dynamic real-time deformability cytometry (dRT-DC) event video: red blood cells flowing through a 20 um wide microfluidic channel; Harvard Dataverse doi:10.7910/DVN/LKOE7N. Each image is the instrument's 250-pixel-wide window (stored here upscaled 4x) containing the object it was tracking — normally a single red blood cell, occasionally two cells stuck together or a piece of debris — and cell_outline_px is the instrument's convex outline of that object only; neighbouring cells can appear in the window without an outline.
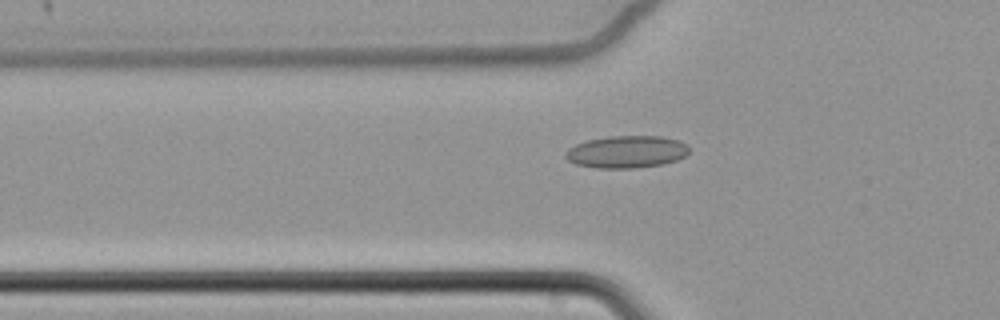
{"species": "common noctule bat (a hibernating species)", "species_latin": "Nyctalus noctula", "temperature_condition": "cold", "stored_images_in_passage": 62, "camera_frame_rate_fps": 3000, "um_per_image_px": 0.085, "animal": {"sex": "female", "body_mass_g": 22.7, "forearm_length_mm": 54.2}, "frame": {"image": 1, "passage_image": 23, "time_ms": 7.333, "image_size_px": [1000, 320], "cell_outline_px": [[688, 152], [684, 156], [676, 160], [664, 164], [636, 168], [596, 168], [576, 164], [568, 160], [564, 156], [564, 152], [568, 148], [576, 144], [588, 140], [608, 136], [660, 136], [680, 140], [688, 144]], "centroid_in_image_um": [53.25, 12.9], "position_along_channel_um": 72.5, "area_um2": 23.41}}
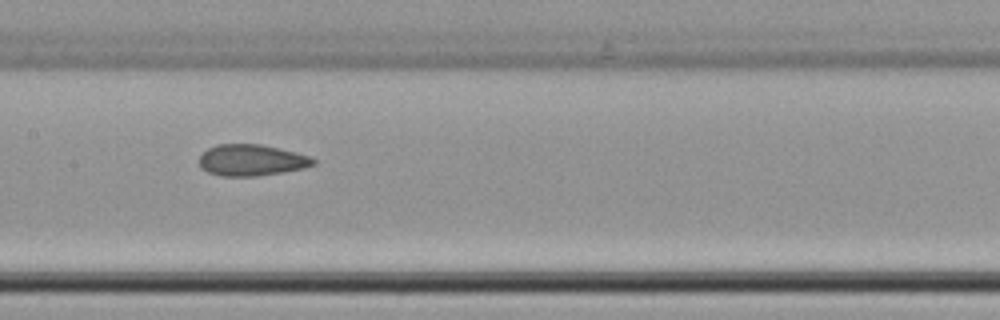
{"frame": {"image": 2, "passage_image": 33, "time_ms": 10.667, "image_size_px": [1000, 320], "cell_outline_px": [[316, 164], [304, 168], [284, 172], [256, 176], [220, 176], [208, 172], [200, 168], [200, 156], [208, 148], [216, 144], [260, 144], [296, 152], [308, 156], [316, 160]], "centroid_in_image_um": [21.38, 13.62], "position_along_channel_um": 186.0, "area_um2": 20.87}}
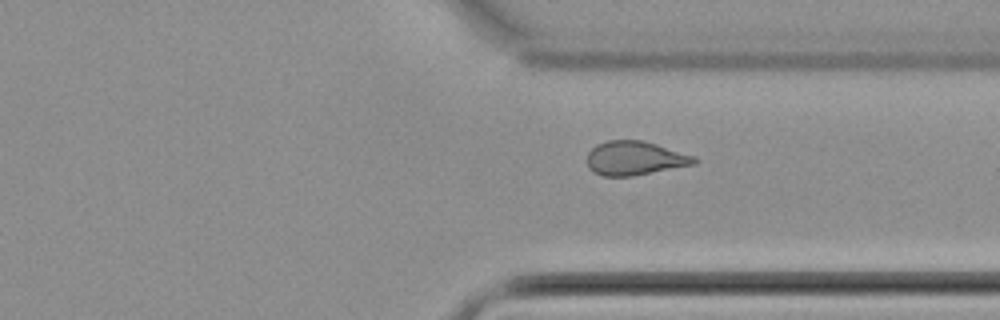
{"frame": {"image": 3, "passage_image": 48, "time_ms": 15.667, "image_size_px": [1000, 320], "cell_outline_px": [[700, 160], [696, 164], [632, 176], [604, 176], [592, 172], [588, 168], [588, 152], [596, 144], [608, 140], [640, 140], [656, 144], [696, 156]], "centroid_in_image_um": [53.98, 13.45], "position_along_channel_um": 357.4, "area_um2": 21.33}, "authors_computed_cell_mechanics": {"area_um2": 22.0218, "velocity_mm_per_s": 3.4251, "shape_relaxation_time_tau1_ms": null, "shape_relaxation_time_tau2_ms": 3.764, "deformation_change_tau1": null, "deformation_change_tau2": 0.092}}